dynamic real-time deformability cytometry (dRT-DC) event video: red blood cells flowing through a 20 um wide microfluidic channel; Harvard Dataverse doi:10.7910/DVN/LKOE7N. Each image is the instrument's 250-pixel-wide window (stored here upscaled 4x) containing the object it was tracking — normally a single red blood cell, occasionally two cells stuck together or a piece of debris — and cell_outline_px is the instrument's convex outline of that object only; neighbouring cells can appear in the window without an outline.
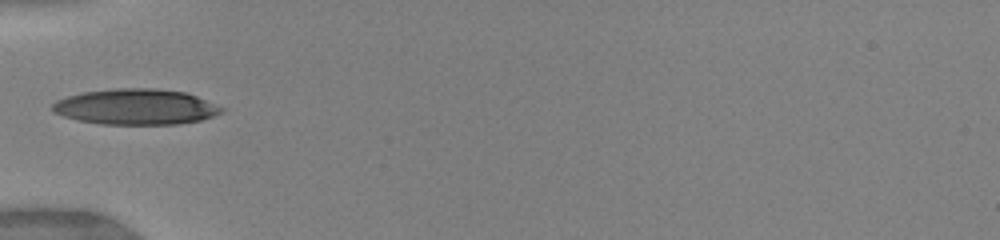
{"species": "human", "species_latin": "Homo sapiens", "temperature_condition": "warm", "stored_images_in_passage": 26, "camera_frame_rate_fps": 3000, "um_per_image_px": 0.085, "donor": {"sex": "female"}, "frame": {"image": 1, "passage_image": 1, "time_ms": 0.0, "image_size_px": [1000, 240], "cell_outline_px": [[224, 108], [220, 112], [212, 116], [200, 120], [176, 124], [100, 124], [80, 120], [64, 116], [52, 112], [52, 104], [56, 100], [68, 96], [84, 92], [116, 88], [156, 88], [184, 92], [196, 96]], "centroid_in_image_um": [11.51, 9.07], "position_along_channel_um": 73.5, "area_um2": 34.85}}